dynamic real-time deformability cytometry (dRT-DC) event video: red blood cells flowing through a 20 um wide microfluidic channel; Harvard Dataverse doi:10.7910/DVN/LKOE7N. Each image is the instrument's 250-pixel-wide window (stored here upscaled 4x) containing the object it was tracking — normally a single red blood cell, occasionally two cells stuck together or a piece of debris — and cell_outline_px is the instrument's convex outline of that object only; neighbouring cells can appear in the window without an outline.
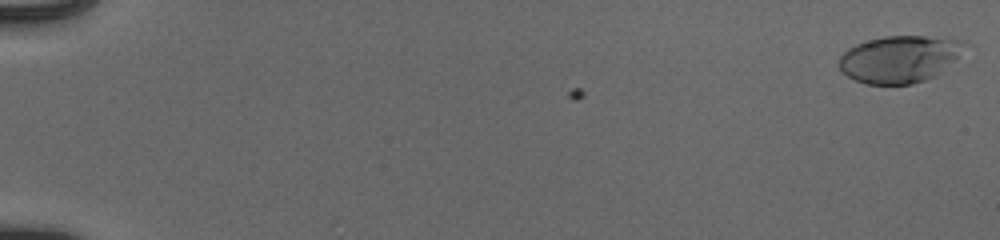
{"species": "human", "species_latin": "Homo sapiens", "temperature_condition": "cold", "stored_images_in_passage": 55, "camera_frame_rate_fps": 3000, "um_per_image_px": 0.085, "donor": {"sex": "male"}, "frame": {"image": 1, "passage_image": 2, "time_ms": 0.333, "image_size_px": [1000, 240], "cell_outline_px": [[968, 44], [956, 60], [936, 76], [912, 84], [868, 84], [856, 80], [848, 76], [836, 64], [840, 56], [848, 48], [856, 44], [868, 40], [884, 36], [924, 36], [964, 40]], "centroid_in_image_um": [76.48, 5.01], "position_along_channel_um": 8.5, "area_um2": 34.56}}
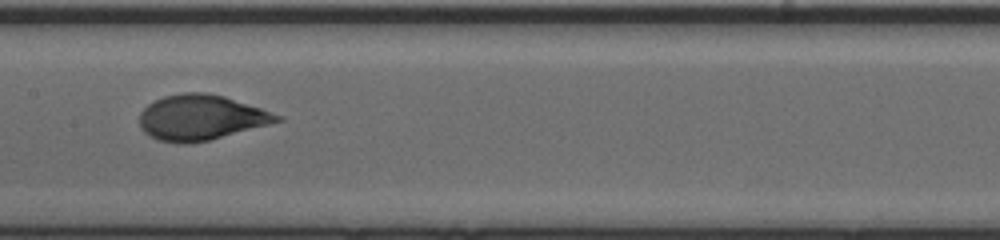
{"frame": {"image": 2, "passage_image": 31, "time_ms": 10.0, "image_size_px": [1000, 240], "cell_outline_px": [[284, 120], [208, 140], [188, 144], [180, 144], [156, 140], [144, 132], [140, 128], [140, 112], [148, 104], [164, 96], [184, 92], [204, 92], [224, 96], [284, 116]], "centroid_in_image_um": [17.06, 9.99], "position_along_channel_um": 190.3, "area_um2": 36.18}}
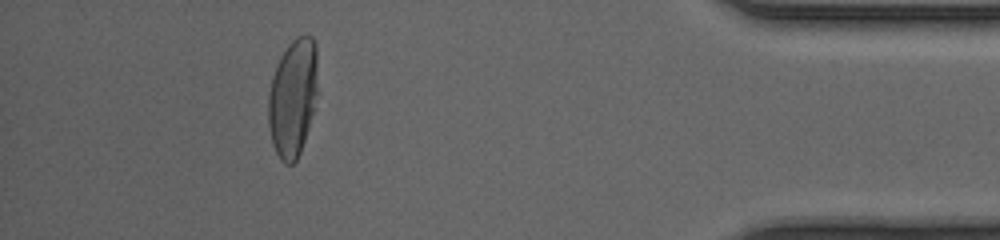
{"frame": {"image": 3, "passage_image": 51, "time_ms": 16.667, "image_size_px": [1000, 240], "cell_outline_px": [[316, 108], [300, 152], [296, 160], [292, 164], [284, 164], [280, 160], [272, 144], [268, 124], [268, 96], [272, 76], [276, 64], [280, 56], [288, 44], [296, 36], [312, 36], [316, 44]], "centroid_in_image_um": [24.88, 8.32], "position_along_channel_um": 410.3, "area_um2": 34.28}, "authors_computed_cell_mechanics": {"area_um2": 34.6222, "velocity_mm_per_s": 3.9407, "shape_relaxation_time_tau1_ms": 3.7446, "shape_relaxation_time_tau2_ms": null, "deformation_change_tau1": 0.2003, "deformation_change_tau2": null}}